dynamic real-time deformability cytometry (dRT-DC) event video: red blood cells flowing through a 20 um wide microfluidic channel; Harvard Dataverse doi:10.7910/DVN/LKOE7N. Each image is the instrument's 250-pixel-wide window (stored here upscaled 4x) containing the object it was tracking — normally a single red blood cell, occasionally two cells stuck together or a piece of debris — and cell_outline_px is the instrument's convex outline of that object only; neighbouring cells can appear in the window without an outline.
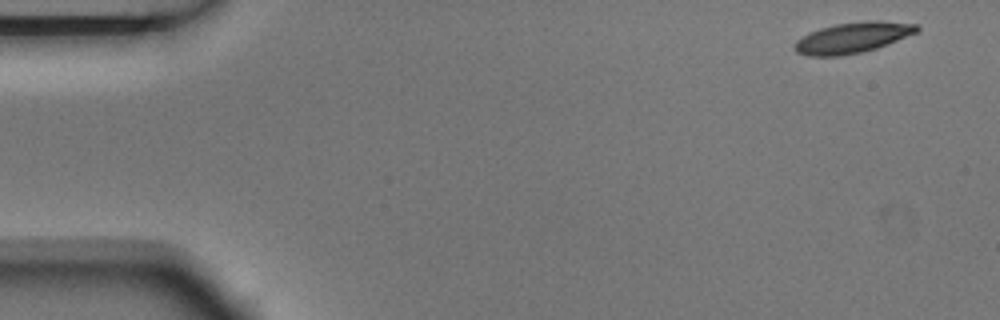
{"species": "Egyptian fruit bat (a non-hibernating species)", "species_latin": "Rousettus aegyptiacus", "temperature_condition": "room temperature", "stored_images_in_passage": 4, "camera_frame_rate_fps": 3000, "um_per_image_px": 0.085, "animal": {"sex": "male"}, "frame": {"image": 1, "passage_image": 1, "time_ms": 0.0, "image_size_px": [1000, 320], "cell_outline_px": [[920, 28], [916, 32], [888, 44], [876, 48], [860, 52], [840, 56], [808, 56], [796, 52], [792, 48], [792, 44], [800, 36], [808, 32], [820, 28], [836, 24], [864, 20], [880, 20], [920, 24]], "centroid_in_image_um": [72.43, 3.19], "position_along_channel_um": 12.6, "area_um2": 22.2}}
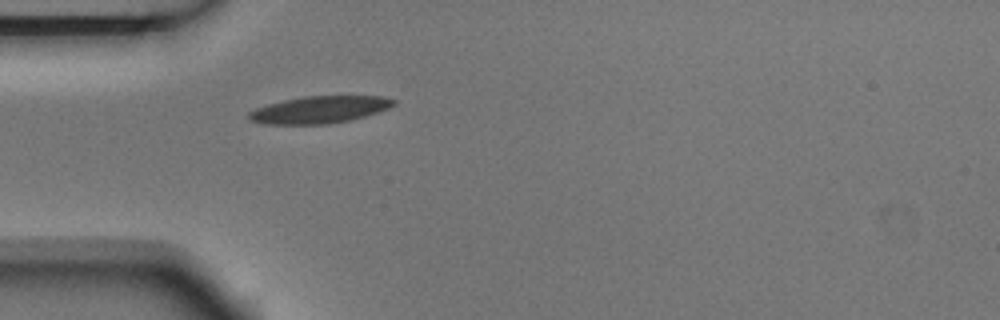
{"frame": {"image": 2, "passage_image": 4, "time_ms": 1.0, "image_size_px": [1000, 320], "cell_outline_px": [[396, 104], [388, 108], [352, 120], [328, 124], [264, 124], [252, 120], [248, 116], [248, 112], [256, 108], [268, 104], [284, 100], [304, 96], [384, 96], [396, 100]], "centroid_in_image_um": [27.17, 9.32], "position_along_channel_um": 57.8, "area_um2": 22.77}}